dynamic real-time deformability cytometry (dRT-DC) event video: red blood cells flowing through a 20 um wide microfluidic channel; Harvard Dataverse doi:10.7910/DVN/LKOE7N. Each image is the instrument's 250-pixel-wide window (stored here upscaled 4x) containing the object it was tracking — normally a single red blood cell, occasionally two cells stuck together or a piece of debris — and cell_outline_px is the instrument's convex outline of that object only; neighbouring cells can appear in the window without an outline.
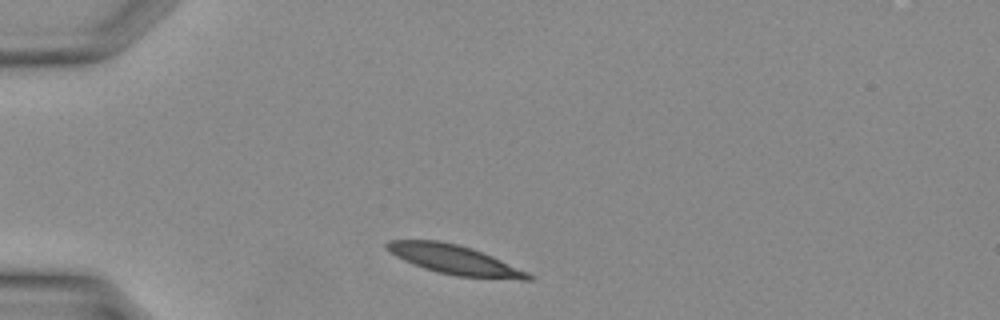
{"species": "Egyptian fruit bat (a non-hibernating species)", "species_latin": "Rousettus aegyptiacus", "temperature_condition": "warm", "stored_images_in_passage": 26, "camera_frame_rate_fps": 3000, "um_per_image_px": 0.085, "animal": {"sex": "female"}, "frame": {"image": 1, "passage_image": 1, "time_ms": 0.0, "image_size_px": [1000, 320], "cell_outline_px": [[532, 280], [520, 280], [456, 276], [424, 268], [412, 264], [396, 256], [384, 248], [384, 244], [388, 240], [440, 240], [472, 248], [492, 256], [528, 272], [532, 276]], "centroid_in_image_um": [38.62, 22.07], "position_along_channel_um": 46.4, "area_um2": 24.1}}
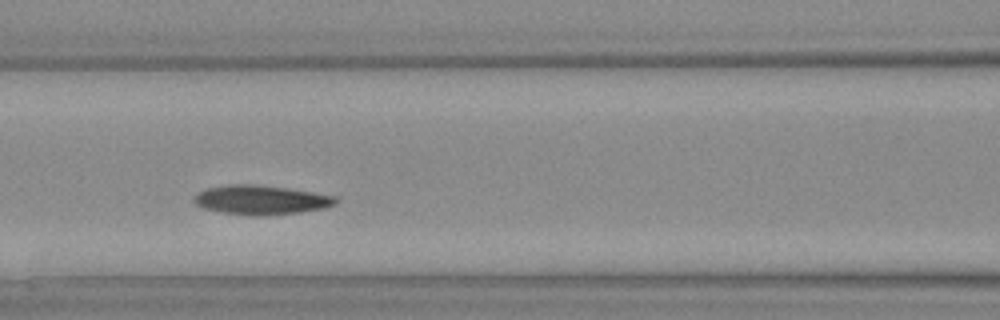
{"frame": {"image": 2, "passage_image": 8, "time_ms": 2.333, "image_size_px": [1000, 320], "cell_outline_px": [[336, 204], [324, 208], [300, 212], [264, 216], [252, 216], [220, 212], [204, 208], [196, 204], [192, 200], [200, 192], [208, 188], [228, 184], [256, 184], [312, 192], [336, 196]], "centroid_in_image_um": [22.18, 17.0], "position_along_channel_um": 144.4, "area_um2": 24.04}}
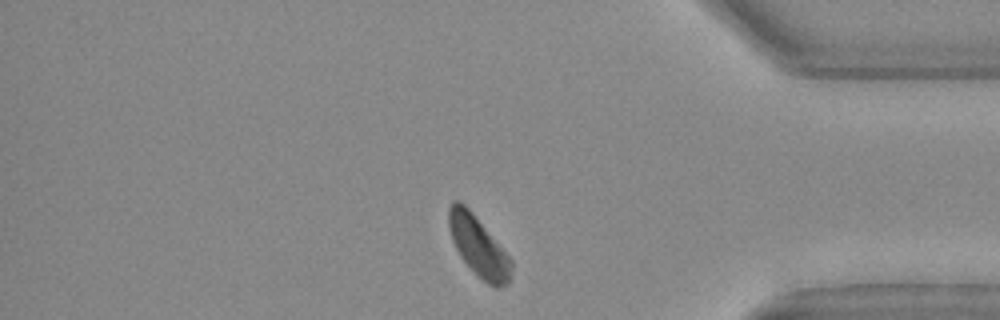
{"frame": {"image": 3, "passage_image": 23, "time_ms": 7.333, "image_size_px": [1000, 320], "cell_outline_px": [[512, 268], [508, 284], [500, 288], [496, 288], [488, 284], [460, 256], [452, 240], [448, 228], [448, 208], [452, 200], [456, 200], [464, 204], [472, 212], [512, 260]], "centroid_in_image_um": [40.65, 20.92], "position_along_channel_um": 394.5, "area_um2": 21.5}}